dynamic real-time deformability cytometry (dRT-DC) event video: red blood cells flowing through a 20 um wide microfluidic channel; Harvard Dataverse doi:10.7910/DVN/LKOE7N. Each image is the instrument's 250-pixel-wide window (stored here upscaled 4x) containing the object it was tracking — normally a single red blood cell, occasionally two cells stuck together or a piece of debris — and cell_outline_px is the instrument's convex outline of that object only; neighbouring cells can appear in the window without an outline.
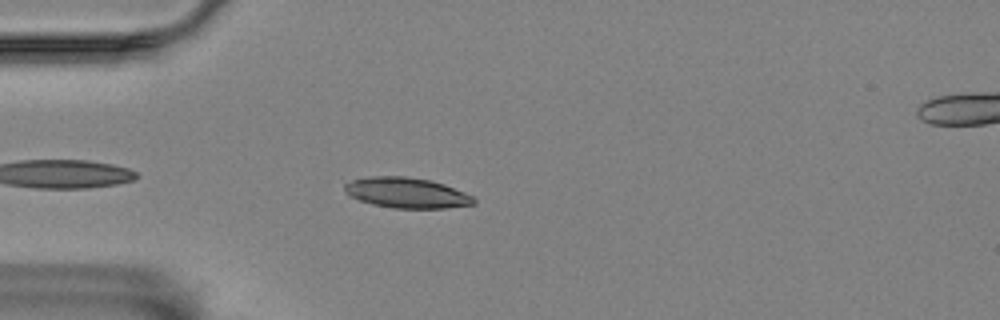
{"species": "Egyptian fruit bat (a non-hibernating species)", "species_latin": "Rousettus aegyptiacus", "temperature_condition": "room temperature", "stored_images_in_passage": 32, "camera_frame_rate_fps": 3000, "um_per_image_px": 0.085, "animal": {"sex": "female"}, "frame": {"image": 1, "passage_image": 3, "time_ms": 0.667, "image_size_px": [1000, 320], "cell_outline_px": [[476, 204], [444, 208], [392, 208], [372, 204], [348, 196], [344, 192], [344, 184], [352, 180], [372, 176], [404, 176], [428, 180], [444, 184], [464, 192], [472, 196], [476, 200]], "centroid_in_image_um": [34.54, 16.39], "position_along_channel_um": 50.5, "area_um2": 22.89}}
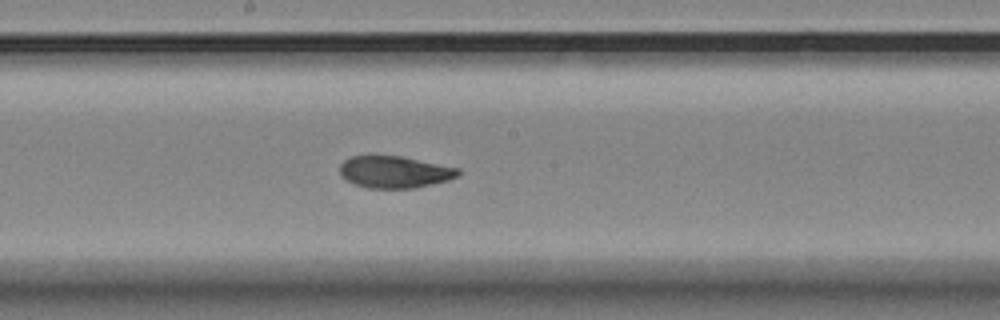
{"frame": {"image": 2, "passage_image": 18, "time_ms": 5.667, "image_size_px": [1000, 320], "cell_outline_px": [[460, 172], [456, 176], [448, 180], [416, 188], [368, 188], [352, 184], [344, 180], [340, 176], [340, 164], [344, 160], [352, 156], [400, 156], [460, 168]], "centroid_in_image_um": [33.5, 14.63], "position_along_channel_um": 214.7, "area_um2": 22.08}}
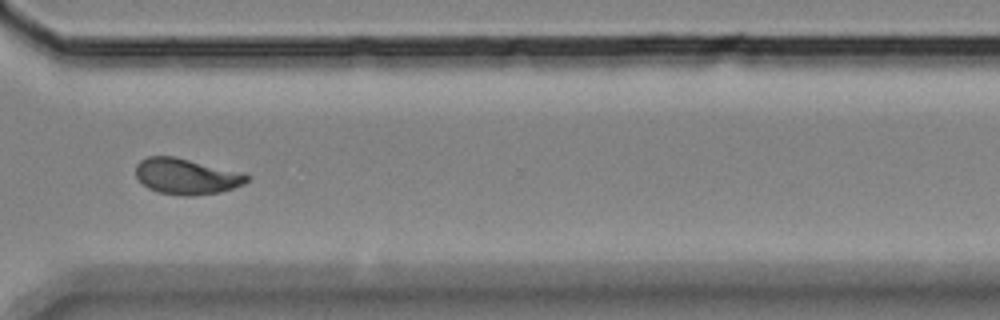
{"frame": {"image": 3, "passage_image": 30, "time_ms": 9.667, "image_size_px": [1000, 320], "cell_outline_px": [[248, 180], [244, 184], [220, 192], [192, 196], [180, 196], [160, 192], [148, 188], [136, 176], [136, 164], [140, 160], [148, 156], [172, 156], [244, 172], [248, 176]], "centroid_in_image_um": [15.85, 14.99], "position_along_channel_um": 354.7, "area_um2": 23.18}, "authors_computed_cell_mechanics": {"area_um2": 22.5709, "velocity_mm_per_s": 3.5055, "shape_relaxation_time_tau1_ms": 6.4538, "shape_relaxation_time_tau2_ms": 1.4679, "deformation_change_tau1": 0.1623, "deformation_change_tau2": 0.0591}}